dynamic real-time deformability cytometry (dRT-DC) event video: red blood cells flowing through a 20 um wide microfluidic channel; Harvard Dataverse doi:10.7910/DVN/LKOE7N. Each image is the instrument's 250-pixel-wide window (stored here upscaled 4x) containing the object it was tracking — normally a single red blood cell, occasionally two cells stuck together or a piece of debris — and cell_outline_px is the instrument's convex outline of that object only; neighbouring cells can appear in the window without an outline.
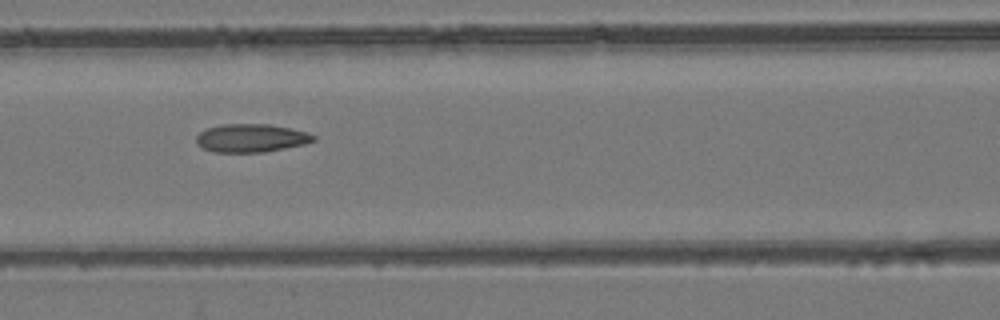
{"species": "common noctule bat (a hibernating species)", "species_latin": "Nyctalus noctula", "temperature_condition": "room temperature", "stored_images_in_passage": 8, "camera_frame_rate_fps": 3000, "um_per_image_px": 0.085, "animal": {"sex": "female", "body_mass_g": 24.6, "forearm_length_mm": 56.2}, "frame": {"image": 1, "passage_image": 8, "time_ms": 8.0, "image_size_px": [1000, 320], "cell_outline_px": [[316, 140], [304, 144], [264, 152], [212, 152], [196, 144], [196, 136], [204, 128], [220, 124], [268, 124], [308, 132], [316, 136]], "centroid_in_image_um": [21.31, 11.73], "position_along_channel_um": 145.3, "area_um2": 19.36}}